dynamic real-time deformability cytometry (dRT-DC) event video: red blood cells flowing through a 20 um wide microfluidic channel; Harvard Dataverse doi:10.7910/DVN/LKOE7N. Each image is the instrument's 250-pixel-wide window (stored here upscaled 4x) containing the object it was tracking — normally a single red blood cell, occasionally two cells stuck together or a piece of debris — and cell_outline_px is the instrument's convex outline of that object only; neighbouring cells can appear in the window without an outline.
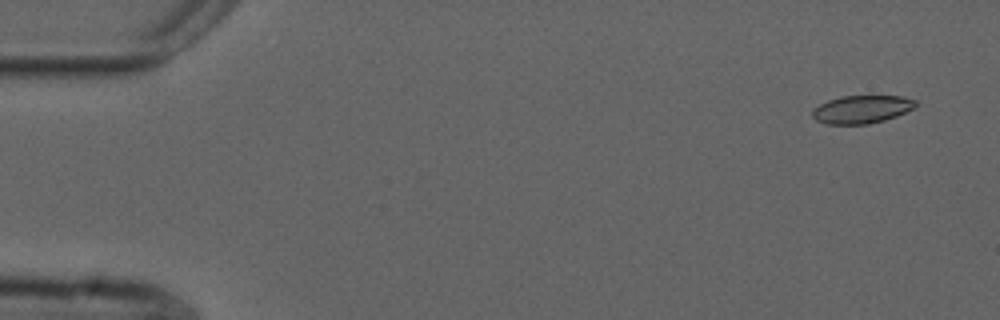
{"species": "common noctule bat (a hibernating species)", "species_latin": "Nyctalus noctula", "temperature_condition": "cold", "stored_images_in_passage": 52, "camera_frame_rate_fps": 3000, "um_per_image_px": 0.085, "animal": {"sex": "male", "forearm_length_mm": 52.5}, "frame": {"image": 1, "passage_image": 1, "time_ms": 0.0, "image_size_px": [1000, 320], "cell_outline_px": [[916, 108], [896, 116], [884, 120], [868, 124], [828, 124], [816, 120], [812, 116], [812, 108], [828, 100], [840, 96], [904, 96], [916, 100]], "centroid_in_image_um": [73.26, 9.29], "position_along_channel_um": 11.7, "area_um2": 16.94}}
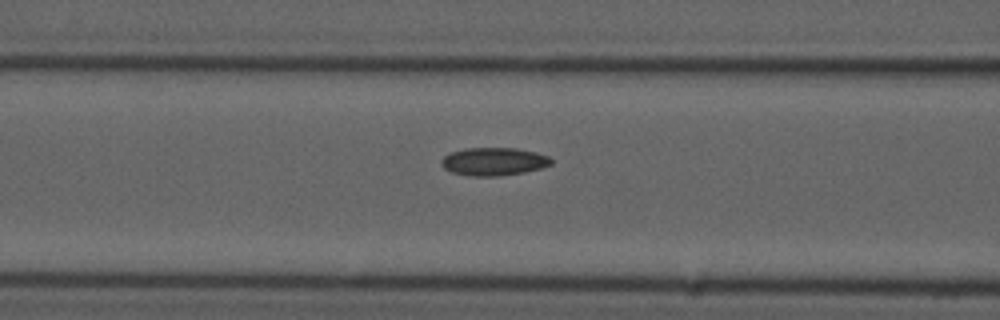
{"frame": {"image": 2, "passage_image": 20, "time_ms": 6.333, "image_size_px": [1000, 320], "cell_outline_px": [[552, 164], [544, 168], [524, 172], [500, 176], [472, 176], [452, 172], [444, 168], [440, 164], [440, 160], [444, 156], [452, 152], [464, 148], [516, 148], [536, 152], [548, 156], [552, 160]], "centroid_in_image_um": [41.98, 13.73], "position_along_channel_um": 124.6, "area_um2": 18.03}}
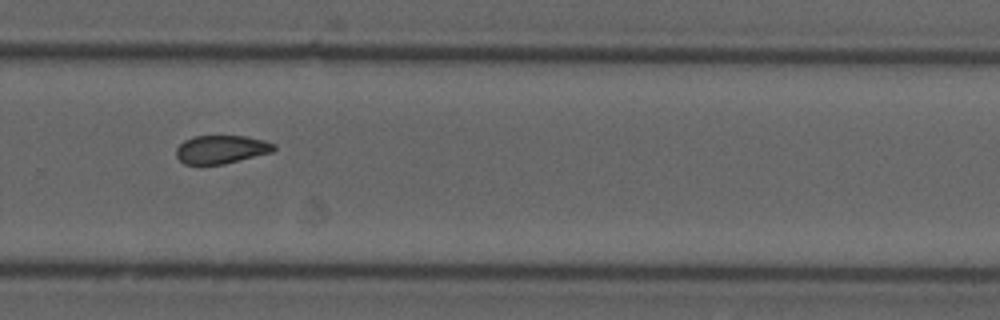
{"frame": {"image": 3, "passage_image": 35, "time_ms": 11.333, "image_size_px": [1000, 320], "cell_outline_px": [[276, 148], [272, 152], [224, 164], [184, 164], [176, 156], [176, 148], [184, 140], [192, 136], [244, 136], [264, 140], [276, 144]], "centroid_in_image_um": [18.8, 12.69], "position_along_channel_um": 311.0, "area_um2": 16.13}, "authors_computed_cell_mechanics": {"area_um2": 17.1955, "velocity_mm_per_s": 3.7403, "shape_relaxation_time_tau1_ms": null, "shape_relaxation_time_tau2_ms": 4.2968, "deformation_change_tau1": null, "deformation_change_tau2": 0.0969}}